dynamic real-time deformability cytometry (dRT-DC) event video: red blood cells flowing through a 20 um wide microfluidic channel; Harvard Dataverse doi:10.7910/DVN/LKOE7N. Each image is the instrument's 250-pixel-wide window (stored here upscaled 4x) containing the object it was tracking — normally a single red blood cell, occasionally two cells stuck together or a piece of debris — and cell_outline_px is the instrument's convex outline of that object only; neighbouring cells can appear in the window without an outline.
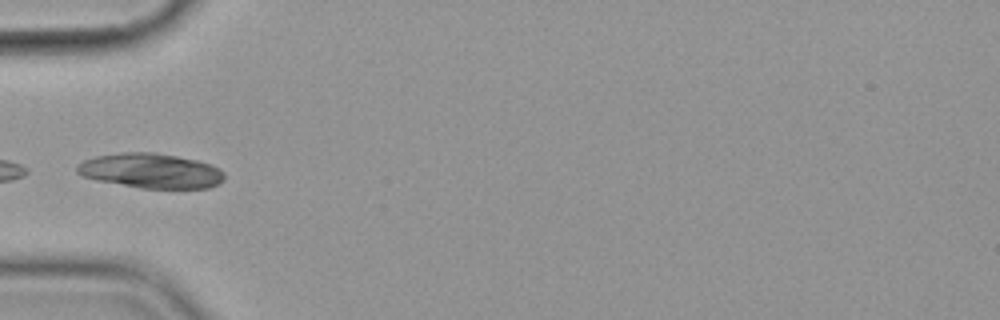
{"species": "common noctule bat (a hibernating species)", "species_latin": "Nyctalus noctula", "temperature_condition": "cold", "stored_images_in_passage": 6, "camera_frame_rate_fps": 3000, "um_per_image_px": 0.085, "animal": {"sex": "female", "body_mass_g": 19.9}, "frame": {"image": 1, "passage_image": 4, "time_ms": 3.667, "image_size_px": [1000, 320], "cell_outline_px": [[224, 180], [220, 184], [208, 188], [140, 188], [96, 180], [84, 176], [76, 172], [76, 168], [84, 160], [96, 156], [124, 152], [156, 152], [196, 160], [212, 164], [220, 168], [224, 172]], "centroid_in_image_um": [12.87, 14.52], "position_along_channel_um": 72.1, "area_um2": 29.94}}
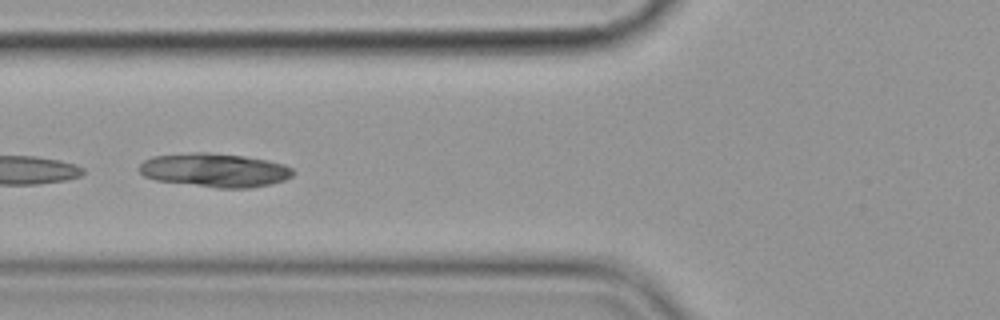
{"frame": {"image": 2, "passage_image": 5, "time_ms": 4.667, "image_size_px": [1000, 320], "cell_outline_px": [[296, 172], [292, 176], [284, 180], [272, 184], [248, 188], [216, 188], [156, 180], [144, 176], [140, 172], [140, 164], [144, 160], [152, 156], [192, 152], [208, 152], [244, 156], [268, 160], [284, 164], [292, 168]], "centroid_in_image_um": [18.28, 14.46], "position_along_channel_um": 107.5, "area_um2": 30.46}}
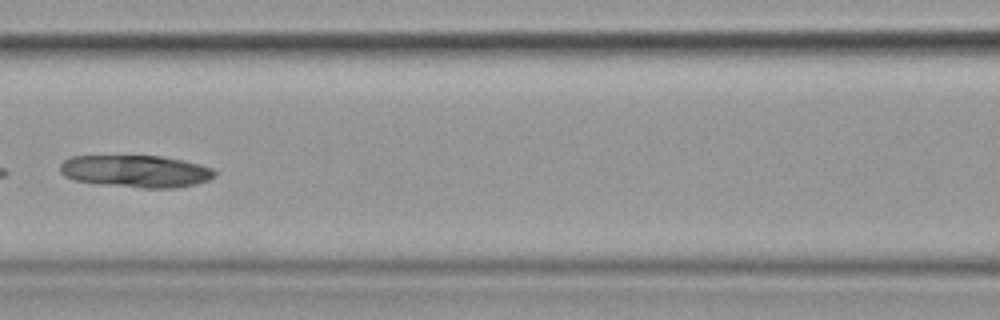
{"frame": {"image": 3, "passage_image": 6, "time_ms": 6.0, "image_size_px": [1000, 320], "cell_outline_px": [[216, 176], [208, 180], [196, 184], [176, 188], [144, 188], [96, 184], [72, 180], [64, 176], [60, 172], [60, 164], [64, 160], [72, 156], [160, 156], [180, 160], [212, 168], [216, 172]], "centroid_in_image_um": [11.51, 14.57], "position_along_channel_um": 155.1, "area_um2": 29.13}}